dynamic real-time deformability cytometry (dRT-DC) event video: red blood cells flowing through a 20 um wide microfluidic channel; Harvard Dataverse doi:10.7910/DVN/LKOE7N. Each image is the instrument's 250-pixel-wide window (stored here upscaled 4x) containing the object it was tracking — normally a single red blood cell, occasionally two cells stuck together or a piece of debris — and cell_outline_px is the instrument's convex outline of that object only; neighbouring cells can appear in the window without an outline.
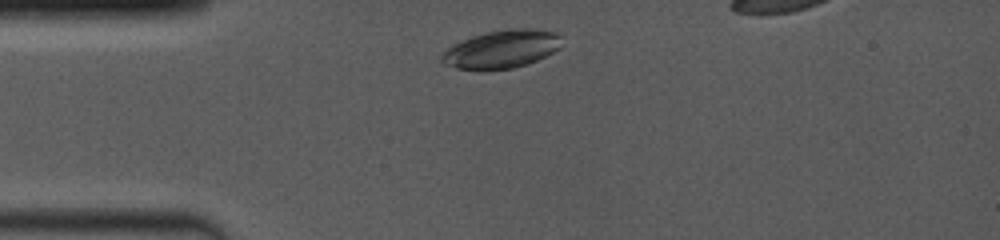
{"species": "common noctule bat (a hibernating species)", "species_latin": "Nyctalus noctula", "temperature_condition": "room temperature", "stored_images_in_passage": 22, "camera_frame_rate_fps": 4000, "um_per_image_px": 0.085, "animal": {"sex": "female", "body_mass_g": 19.0, "forearm_length_mm": 53.3}, "frame": {"image": 1, "passage_image": 2, "time_ms": 0.25, "image_size_px": [1000, 240], "cell_outline_px": [[560, 48], [528, 64], [512, 68], [484, 72], [480, 72], [456, 68], [444, 64], [440, 60], [440, 56], [452, 44], [472, 36], [484, 32], [508, 28], [528, 28], [556, 32], [560, 36]], "centroid_in_image_um": [42.58, 4.2], "position_along_channel_um": 42.4, "area_um2": 27.11}}
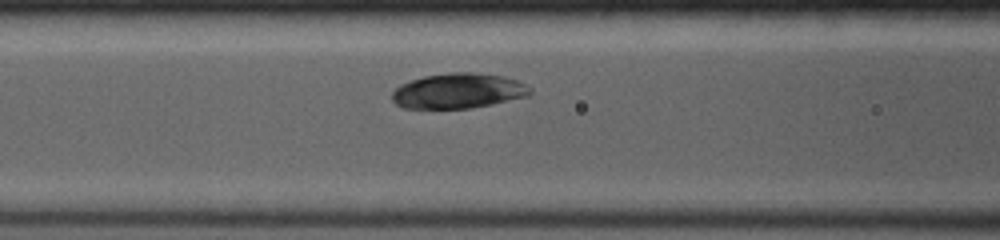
{"frame": {"image": 2, "passage_image": 13, "time_ms": 3.0, "image_size_px": [1000, 240], "cell_outline_px": [[532, 92], [528, 96], [492, 104], [472, 108], [404, 108], [396, 104], [392, 100], [392, 92], [400, 84], [424, 76], [448, 72], [476, 72], [504, 76], [516, 80], [532, 88]], "centroid_in_image_um": [38.96, 7.72], "position_along_channel_um": 127.6, "area_um2": 28.38}}
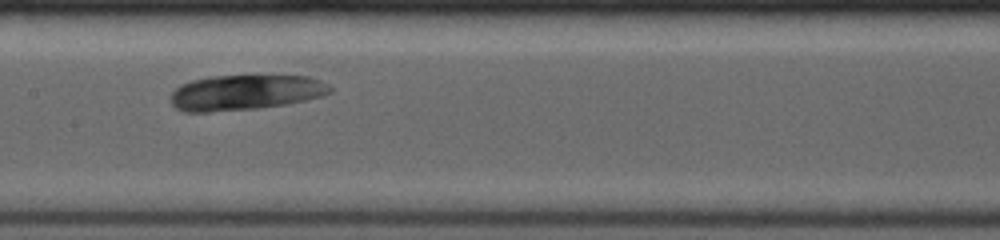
{"frame": {"image": 3, "passage_image": 19, "time_ms": 4.5, "image_size_px": [1000, 240], "cell_outline_px": [[332, 92], [320, 96], [304, 100], [284, 104], [256, 108], [208, 112], [184, 112], [176, 108], [172, 104], [172, 92], [180, 84], [192, 80], [212, 76], [308, 76], [320, 80], [328, 84], [332, 88]], "centroid_in_image_um": [20.83, 7.85], "position_along_channel_um": 186.6, "area_um2": 32.48}}